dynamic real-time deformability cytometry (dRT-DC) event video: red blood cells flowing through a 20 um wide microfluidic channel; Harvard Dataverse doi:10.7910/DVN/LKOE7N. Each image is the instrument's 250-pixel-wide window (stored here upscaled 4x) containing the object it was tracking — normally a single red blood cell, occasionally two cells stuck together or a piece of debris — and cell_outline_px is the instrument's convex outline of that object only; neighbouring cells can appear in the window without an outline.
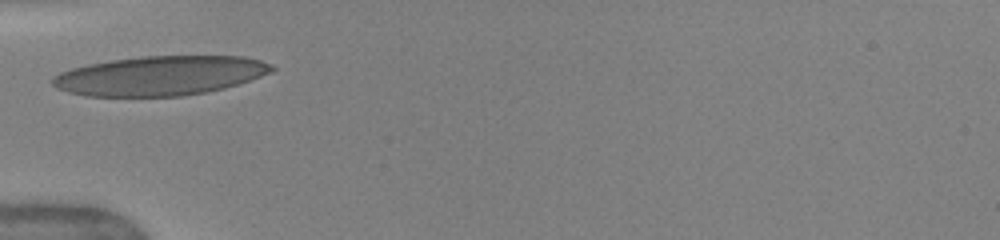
{"species": "human", "species_latin": "Homo sapiens", "temperature_condition": "warm", "stored_images_in_passage": 39, "camera_frame_rate_fps": 3000, "um_per_image_px": 0.085, "donor": {"sex": "female"}, "frame": {"image": 1, "passage_image": 1, "time_ms": 0.0, "image_size_px": [1000, 240], "cell_outline_px": [[276, 68], [260, 76], [224, 88], [208, 92], [180, 96], [88, 96], [68, 92], [56, 88], [52, 84], [52, 76], [60, 72], [72, 68], [88, 64], [112, 60], [144, 56], [244, 56], [260, 60], [272, 64]], "centroid_in_image_um": [13.58, 6.43], "position_along_channel_um": 71.4, "area_um2": 50.17}}
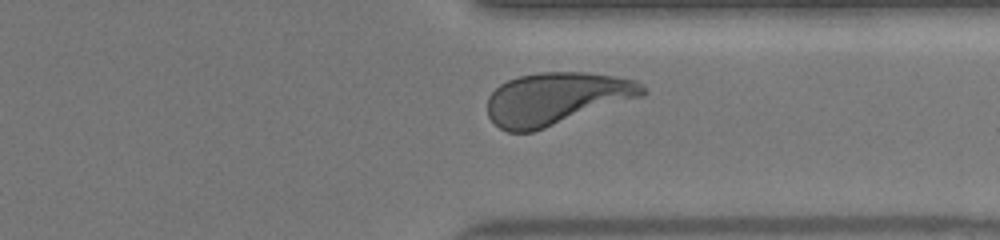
{"frame": {"image": 2, "passage_image": 33, "time_ms": 7.333, "image_size_px": [1000, 240], "cell_outline_px": [[648, 92], [644, 96], [532, 132], [508, 132], [500, 128], [488, 116], [488, 96], [500, 84], [508, 80], [520, 76], [540, 72], [584, 72], [616, 76], [636, 80]], "centroid_in_image_um": [47.31, 8.37], "position_along_channel_um": 364.1, "area_um2": 47.22}, "authors_computed_cell_mechanics": {"area_um2": 46.6446, "velocity_mm_per_s": 3.9876, "shape_relaxation_time_tau1_ms": 3.1142, "shape_relaxation_time_tau2_ms": null, "deformation_change_tau1": 0.184, "deformation_change_tau2": null}}